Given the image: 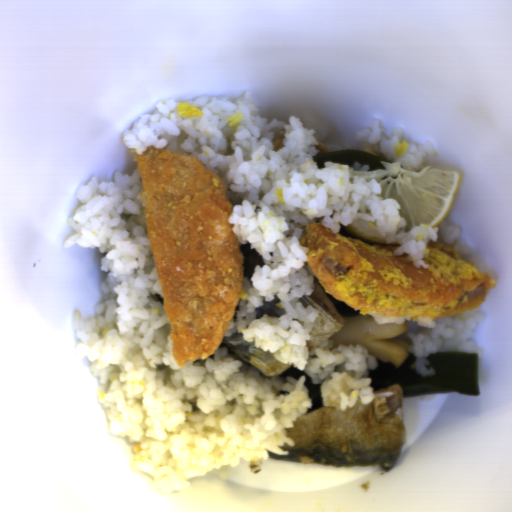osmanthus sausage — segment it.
<instances>
[{"label":"osmanthus sausage","mask_w":512,"mask_h":512,"mask_svg":"<svg viewBox=\"0 0 512 512\" xmlns=\"http://www.w3.org/2000/svg\"><path fill=\"white\" fill-rule=\"evenodd\" d=\"M344 320L341 329L329 335L332 341L329 349L338 344L345 346L360 345L366 348V354L376 360L391 362L395 367L401 365L409 356V343L394 339L408 328V320L403 323H378L374 317L359 313L357 315H340Z\"/></svg>","instance_id":"d35146e8"}]
</instances>
